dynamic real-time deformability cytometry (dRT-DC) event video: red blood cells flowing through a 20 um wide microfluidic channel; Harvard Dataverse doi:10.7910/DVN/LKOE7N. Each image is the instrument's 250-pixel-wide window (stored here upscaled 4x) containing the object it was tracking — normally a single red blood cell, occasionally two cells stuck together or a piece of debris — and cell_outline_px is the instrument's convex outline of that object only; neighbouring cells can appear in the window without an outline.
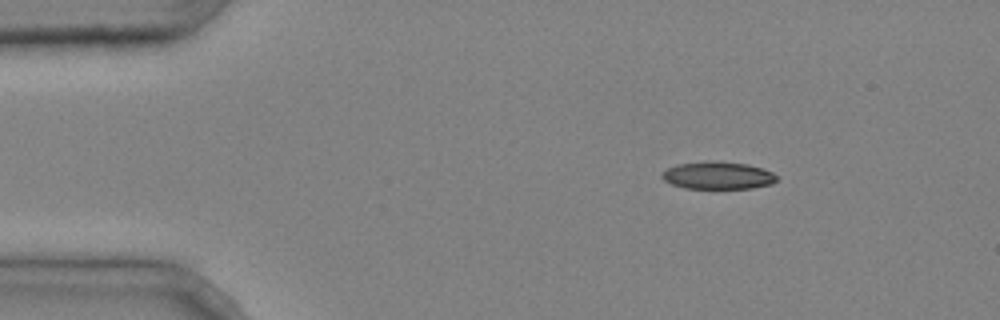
{"species": "common noctule bat (a hibernating species)", "species_latin": "Nyctalus noctula", "temperature_condition": "cold", "stored_images_in_passage": 3, "camera_frame_rate_fps": 3000, "um_per_image_px": 0.085, "animal": {"sex": "male", "body_mass_g": 20.4}, "frame": {"image": 1, "passage_image": 1, "time_ms": 0.0, "image_size_px": [1000, 320], "cell_outline_px": [[776, 180], [772, 184], [752, 188], [684, 188], [672, 184], [664, 180], [660, 176], [660, 172], [676, 164], [704, 160], [716, 160], [748, 164], [764, 168], [772, 172], [776, 176]], "centroid_in_image_um": [60.99, 14.89], "position_along_channel_um": 24.0, "area_um2": 18.73}}
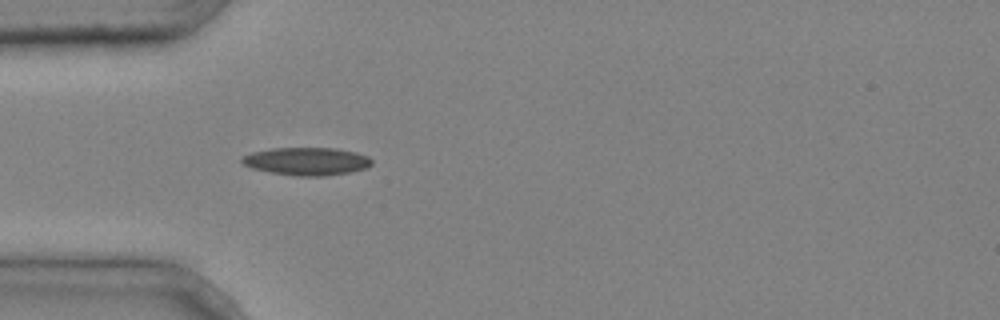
{"frame": {"image": 2, "passage_image": 3, "time_ms": 0.667, "image_size_px": [1000, 320], "cell_outline_px": [[372, 164], [364, 168], [348, 172], [324, 176], [300, 176], [272, 172], [252, 168], [244, 164], [240, 160], [240, 156], [252, 152], [272, 148], [336, 148], [356, 152], [368, 156], [372, 160]], "centroid_in_image_um": [26.05, 13.7], "position_along_channel_um": 58.9, "area_um2": 20.92}}